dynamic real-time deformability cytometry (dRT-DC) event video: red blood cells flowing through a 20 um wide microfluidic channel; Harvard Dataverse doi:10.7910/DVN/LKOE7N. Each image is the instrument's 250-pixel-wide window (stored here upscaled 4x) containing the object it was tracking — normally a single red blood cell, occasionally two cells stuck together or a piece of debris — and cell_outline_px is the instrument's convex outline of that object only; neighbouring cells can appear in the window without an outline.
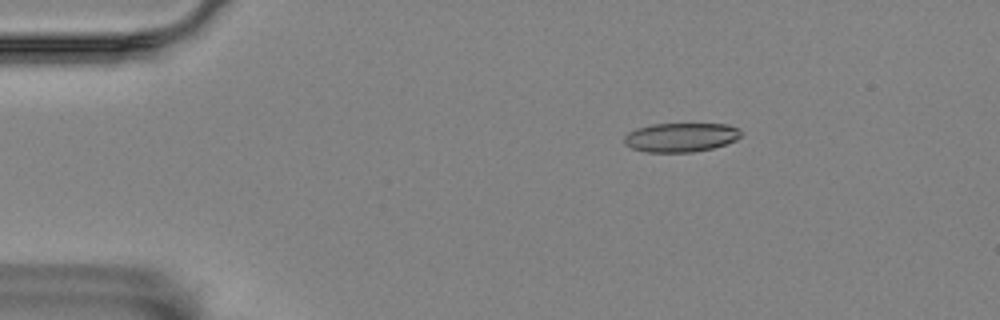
{"species": "Egyptian fruit bat (a non-hibernating species)", "species_latin": "Rousettus aegyptiacus", "temperature_condition": "room temperature", "stored_images_in_passage": 2, "camera_frame_rate_fps": 3000, "um_per_image_px": 0.085, "animal": {"sex": "female"}, "frame": {"image": 1, "passage_image": 1, "time_ms": 0.0, "image_size_px": [1000, 320], "cell_outline_px": [[740, 136], [736, 140], [712, 148], [692, 152], [648, 152], [632, 148], [624, 144], [624, 136], [628, 132], [636, 128], [652, 124], [728, 124], [736, 128], [740, 132]], "centroid_in_image_um": [57.82, 11.67], "position_along_channel_um": 27.2, "area_um2": 19.65}}